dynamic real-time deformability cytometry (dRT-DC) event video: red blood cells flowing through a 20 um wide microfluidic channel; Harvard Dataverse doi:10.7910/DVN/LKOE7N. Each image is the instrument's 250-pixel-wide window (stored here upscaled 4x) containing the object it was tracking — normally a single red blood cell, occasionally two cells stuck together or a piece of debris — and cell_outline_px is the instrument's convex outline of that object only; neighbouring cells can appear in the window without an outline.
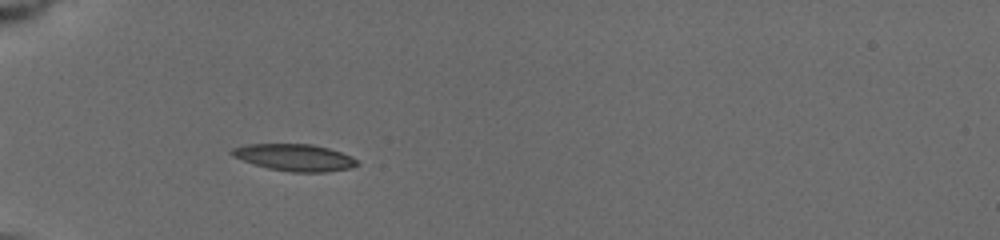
{"species": "common noctule bat (a hibernating species)", "species_latin": "Nyctalus noctula", "temperature_condition": "cold", "stored_images_in_passage": 6, "camera_frame_rate_fps": 3000, "um_per_image_px": 0.085, "animal": {"sex": "female", "body_mass_g": 19.5, "forearm_length_mm": 54.1}, "frame": {"image": 1, "passage_image": 2, "time_ms": 0.667, "image_size_px": [1000, 240], "cell_outline_px": [[356, 164], [348, 168], [324, 172], [292, 172], [268, 168], [232, 156], [228, 152], [232, 148], [244, 144], [312, 144], [328, 148], [352, 156], [356, 160]], "centroid_in_image_um": [24.99, 13.37], "position_along_channel_um": 60.0, "area_um2": 19.36}}
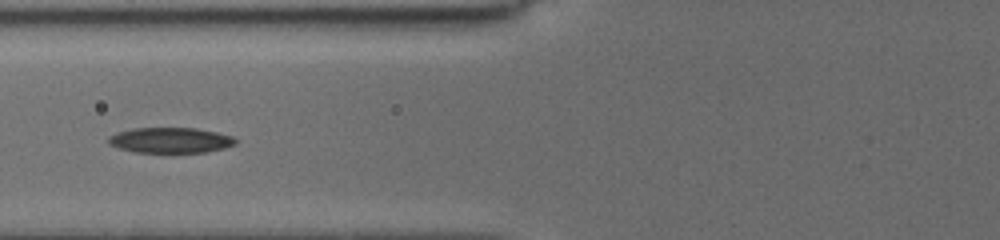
{"frame": {"image": 2, "passage_image": 5, "time_ms": 2.333, "image_size_px": [1000, 240], "cell_outline_px": [[236, 144], [224, 148], [208, 152], [136, 152], [120, 148], [108, 144], [108, 136], [116, 132], [132, 128], [196, 128], [216, 132], [232, 136], [236, 140]], "centroid_in_image_um": [14.47, 11.91], "position_along_channel_um": 111.3, "area_um2": 18.84}}